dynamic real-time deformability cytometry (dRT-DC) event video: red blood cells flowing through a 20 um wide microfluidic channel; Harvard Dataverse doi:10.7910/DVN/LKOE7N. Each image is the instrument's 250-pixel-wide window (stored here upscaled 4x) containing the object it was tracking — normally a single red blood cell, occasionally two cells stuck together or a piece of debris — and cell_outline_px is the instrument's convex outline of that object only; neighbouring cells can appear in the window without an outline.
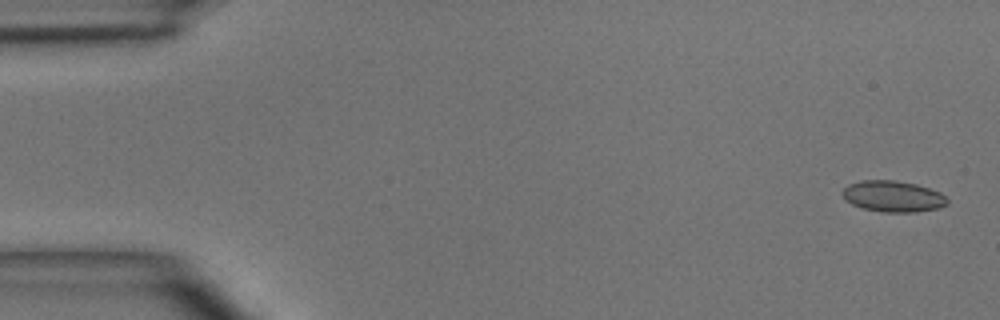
{"species": "common noctule bat (a hibernating species)", "species_latin": "Nyctalus noctula", "temperature_condition": "room temperature", "stored_images_in_passage": 5, "camera_frame_rate_fps": 3000, "um_per_image_px": 0.085, "animal": {"sex": "male", "body_mass_g": 15.6}, "frame": {"image": 1, "passage_image": 1, "time_ms": 0.0, "image_size_px": [1000, 320], "cell_outline_px": [[948, 204], [940, 208], [916, 212], [884, 212], [864, 208], [852, 204], [844, 200], [840, 192], [848, 184], [860, 180], [892, 180], [916, 184], [940, 192], [948, 200]], "centroid_in_image_um": [75.88, 16.69], "position_along_channel_um": 9.1, "area_um2": 19.13}}
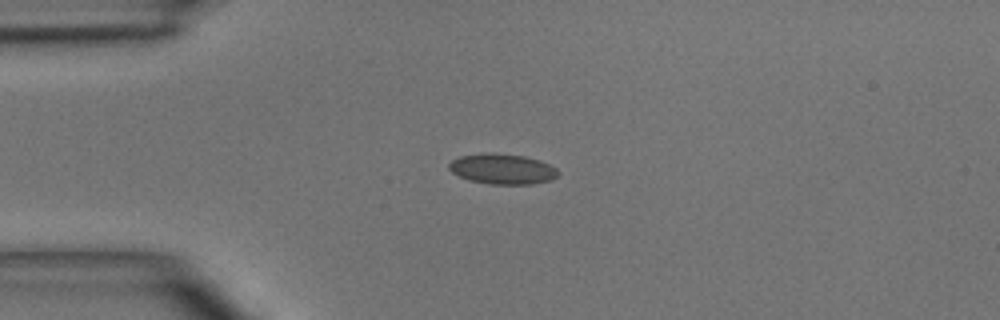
{"frame": {"image": 2, "passage_image": 4, "time_ms": 3.333, "image_size_px": [1000, 320], "cell_outline_px": [[560, 172], [552, 180], [532, 184], [492, 184], [468, 180], [452, 172], [448, 168], [448, 164], [452, 160], [460, 156], [488, 152], [492, 152], [524, 156], [540, 160], [556, 168]], "centroid_in_image_um": [42.7, 14.36], "position_along_channel_um": 42.3, "area_um2": 19.36}}
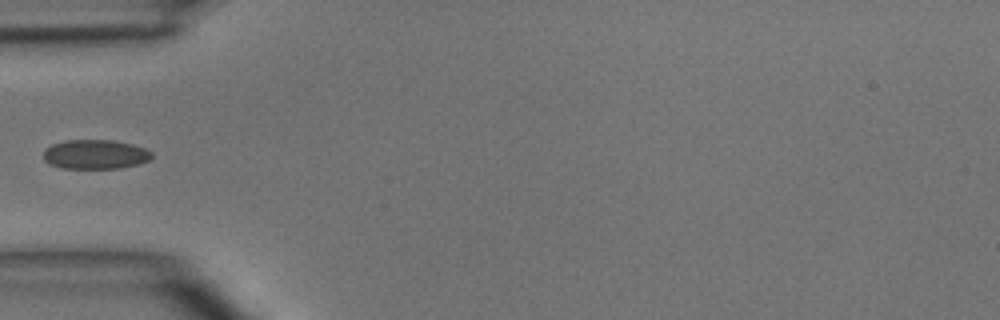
{"frame": {"image": 3, "passage_image": 5, "time_ms": 4.667, "image_size_px": [1000, 320], "cell_outline_px": [[152, 156], [148, 160], [140, 164], [120, 168], [64, 168], [48, 164], [44, 160], [44, 148], [52, 144], [64, 140], [112, 140], [132, 144], [144, 148], [152, 152]], "centroid_in_image_um": [8.08, 13.12], "position_along_channel_um": 76.9, "area_um2": 18.61}}